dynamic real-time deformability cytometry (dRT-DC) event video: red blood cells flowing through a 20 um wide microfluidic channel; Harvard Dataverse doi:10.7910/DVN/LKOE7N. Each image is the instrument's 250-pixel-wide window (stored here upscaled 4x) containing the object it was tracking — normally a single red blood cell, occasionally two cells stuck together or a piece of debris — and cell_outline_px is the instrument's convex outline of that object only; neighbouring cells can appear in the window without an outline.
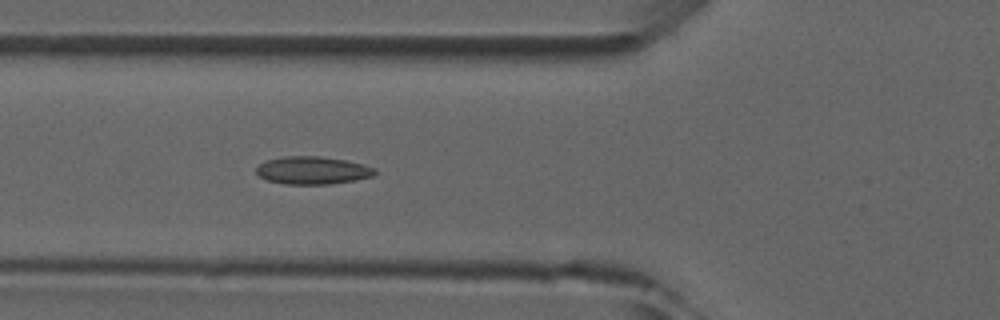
{"species": "common noctule bat (a hibernating species)", "species_latin": "Nyctalus noctula", "temperature_condition": "room temperature", "stored_images_in_passage": 6, "camera_frame_rate_fps": 3000, "um_per_image_px": 0.085, "animal": {"sex": "male", "forearm_length_mm": 52.5}, "frame": {"image": 1, "passage_image": 6, "time_ms": 5.667, "image_size_px": [1000, 320], "cell_outline_px": [[376, 172], [372, 176], [356, 180], [328, 184], [284, 184], [268, 180], [260, 176], [256, 172], [256, 168], [264, 160], [284, 156], [320, 156], [344, 160], [364, 164], [376, 168]], "centroid_in_image_um": [26.56, 14.47], "position_along_channel_um": 99.2, "area_um2": 19.19}}